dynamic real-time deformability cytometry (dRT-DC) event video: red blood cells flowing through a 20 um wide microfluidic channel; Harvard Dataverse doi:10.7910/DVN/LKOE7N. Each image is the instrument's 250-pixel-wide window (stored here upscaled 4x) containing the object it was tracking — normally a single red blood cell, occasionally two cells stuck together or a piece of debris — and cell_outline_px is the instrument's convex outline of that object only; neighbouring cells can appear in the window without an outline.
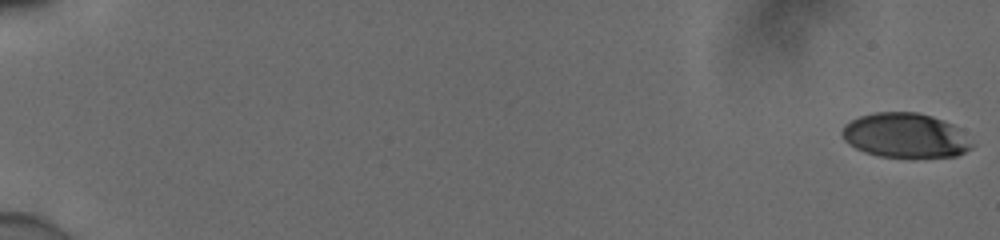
{"species": "human", "species_latin": "Homo sapiens", "temperature_condition": "cold", "stored_images_in_passage": 56, "camera_frame_rate_fps": 3000, "um_per_image_px": 0.085, "donor": {"sex": "male"}, "frame": {"image": 1, "passage_image": 1, "time_ms": 0.0, "image_size_px": [1000, 240], "cell_outline_px": [[976, 144], [972, 148], [956, 156], [880, 156], [864, 152], [848, 144], [844, 140], [840, 132], [844, 124], [860, 116], [872, 112], [916, 112], [932, 116], [952, 124]], "centroid_in_image_um": [76.93, 11.5], "position_along_channel_um": 8.1, "area_um2": 33.58}}
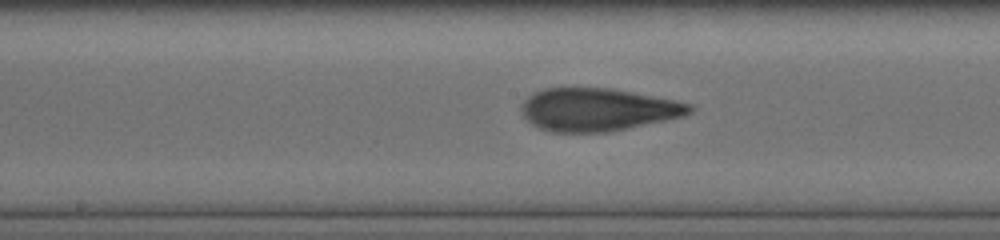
{"frame": {"image": 2, "passage_image": 32, "time_ms": 10.333, "image_size_px": [1000, 240], "cell_outline_px": [[696, 108], [692, 112], [684, 116], [608, 132], [552, 132], [540, 128], [532, 124], [524, 116], [520, 108], [524, 100], [532, 92], [544, 88], [608, 88], [672, 100], [692, 104]], "centroid_in_image_um": [50.78, 9.32], "position_along_channel_um": 197.4, "area_um2": 41.67}}
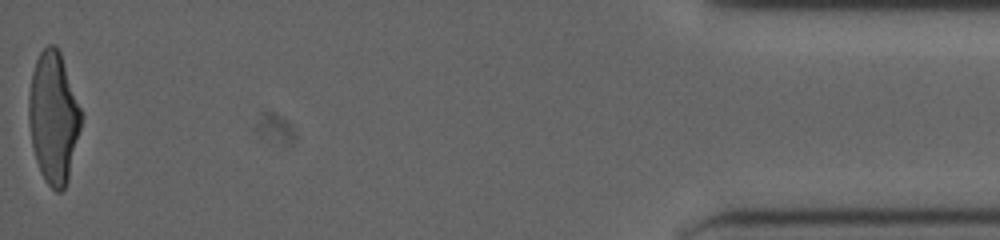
{"frame": {"image": 3, "passage_image": 56, "time_ms": 18.333, "image_size_px": [1000, 240], "cell_outline_px": [[84, 116], [68, 180], [64, 188], [60, 192], [56, 192], [44, 180], [40, 172], [36, 160], [32, 144], [28, 124], [28, 96], [32, 72], [36, 60], [40, 52], [48, 44], [56, 44], [60, 52]], "centroid_in_image_um": [4.55, 9.99], "position_along_channel_um": 430.7, "area_um2": 40.52}, "authors_computed_cell_mechanics": {"area_um2": 40.0554, "velocity_mm_per_s": 3.9068, "shape_relaxation_time_tau1_ms": 4.0317, "shape_relaxation_time_tau2_ms": 1.4094, "deformation_change_tau1": 0.1917, "deformation_change_tau2": 0.0925}}